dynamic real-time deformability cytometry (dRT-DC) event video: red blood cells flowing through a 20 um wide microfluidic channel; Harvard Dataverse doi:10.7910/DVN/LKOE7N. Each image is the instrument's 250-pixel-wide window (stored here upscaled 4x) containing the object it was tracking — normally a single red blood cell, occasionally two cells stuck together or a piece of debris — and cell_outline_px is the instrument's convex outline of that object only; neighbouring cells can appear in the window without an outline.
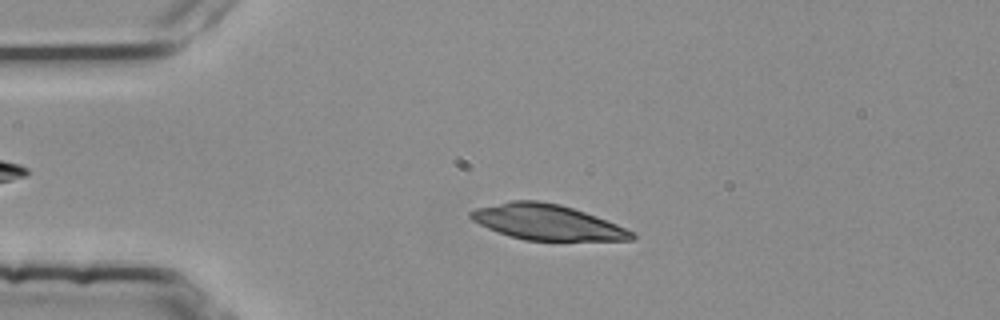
{"species": "common noctule bat (a hibernating species)", "species_latin": "Nyctalus noctula", "temperature_condition": "room temperature", "stored_images_in_passage": 36, "camera_frame_rate_fps": 3000, "um_per_image_px": 0.085, "animal": {"sex": "female", "body_mass_g": 25.1}, "frame": {"image": 1, "passage_image": 1, "time_ms": 0.0, "image_size_px": [1000, 320], "cell_outline_px": [[636, 236], [632, 240], [524, 240], [508, 236], [488, 228], [472, 220], [468, 216], [468, 212], [476, 208], [512, 200], [536, 200], [560, 204], [596, 216], [636, 232]], "centroid_in_image_um": [46.49, 18.88], "position_along_channel_um": 38.5, "area_um2": 33.12}}
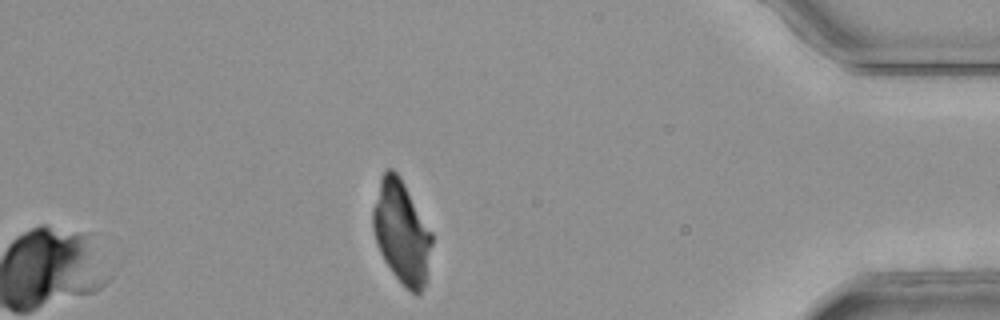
{"frame": {"image": 2, "passage_image": 36, "time_ms": 11.667, "image_size_px": [1000, 320], "cell_outline_px": [[432, 244], [424, 284], [420, 292], [416, 296], [392, 272], [384, 260], [376, 244], [372, 228], [372, 208], [380, 180], [384, 168], [392, 168], [400, 176], [432, 232]], "centroid_in_image_um": [34.1, 19.68], "position_along_channel_um": 401.1, "area_um2": 35.03}}